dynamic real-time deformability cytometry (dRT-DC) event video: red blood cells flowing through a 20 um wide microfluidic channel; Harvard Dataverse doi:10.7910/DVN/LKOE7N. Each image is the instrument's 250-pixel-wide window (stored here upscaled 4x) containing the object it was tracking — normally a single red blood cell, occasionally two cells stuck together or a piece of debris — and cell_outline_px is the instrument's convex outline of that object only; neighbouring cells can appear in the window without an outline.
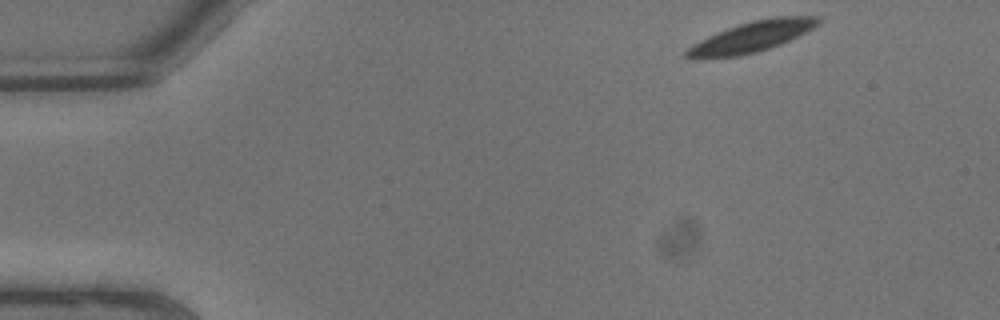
{"species": "common noctule bat (a hibernating species)", "species_latin": "Nyctalus noctula", "temperature_condition": "warm", "stored_images_in_passage": 4, "camera_frame_rate_fps": 3000, "um_per_image_px": 0.085, "animal": {"sex": "male", "body_mass_g": 13.3}, "frame": {"image": 1, "passage_image": 1, "time_ms": 0.0, "image_size_px": [1000, 320], "cell_outline_px": [[820, 20], [812, 28], [780, 44], [756, 52], [740, 56], [692, 60], [684, 56], [684, 52], [692, 44], [708, 36], [728, 28], [752, 20], [776, 16], [820, 16]], "centroid_in_image_um": [63.8, 3.15], "position_along_channel_um": 21.2, "area_um2": 23.35}}